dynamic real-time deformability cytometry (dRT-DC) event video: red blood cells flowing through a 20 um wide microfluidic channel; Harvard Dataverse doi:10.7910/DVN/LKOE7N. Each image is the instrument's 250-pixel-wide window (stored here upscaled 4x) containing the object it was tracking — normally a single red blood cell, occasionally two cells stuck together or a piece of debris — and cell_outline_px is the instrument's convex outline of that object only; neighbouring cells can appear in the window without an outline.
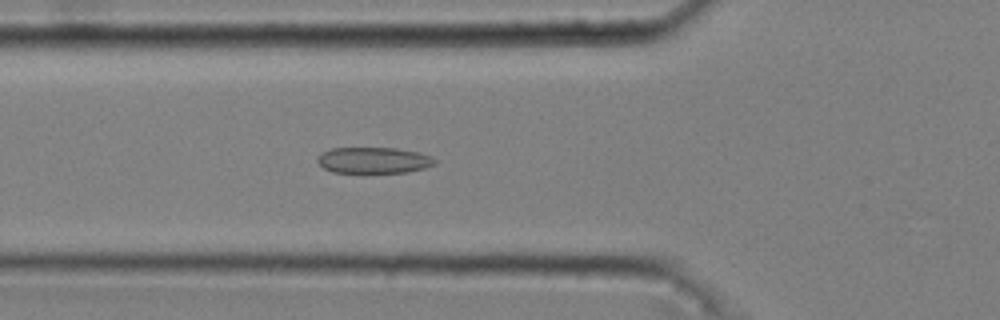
{"species": "common noctule bat (a hibernating species)", "species_latin": "Nyctalus noctula", "temperature_condition": "cold", "stored_images_in_passage": 52, "camera_frame_rate_fps": 3000, "um_per_image_px": 0.085, "animal": {"sex": "male", "body_mass_g": 20.4}, "frame": {"image": 1, "passage_image": 19, "time_ms": 6.0, "image_size_px": [1000, 320], "cell_outline_px": [[436, 164], [424, 168], [408, 172], [332, 172], [324, 168], [316, 160], [324, 152], [332, 148], [396, 148], [416, 152], [432, 156], [436, 160]], "centroid_in_image_um": [31.79, 13.62], "position_along_channel_um": 94.0, "area_um2": 17.63}}
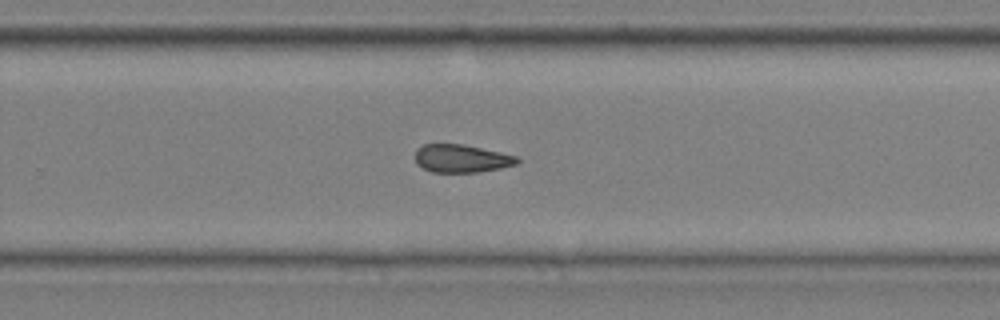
{"frame": {"image": 2, "passage_image": 35, "time_ms": 11.333, "image_size_px": [1000, 320], "cell_outline_px": [[520, 160], [516, 164], [500, 168], [480, 172], [432, 172], [416, 164], [416, 148], [424, 144], [464, 144], [500, 152], [516, 156]], "centroid_in_image_um": [39.21, 13.47], "position_along_channel_um": 290.6, "area_um2": 16.59}}
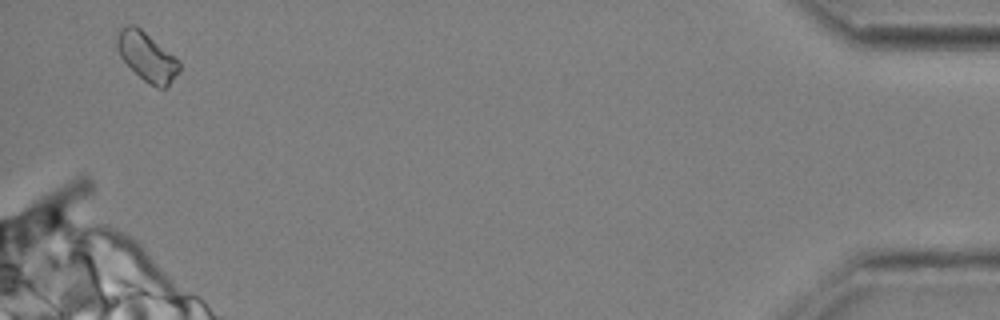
{"frame": {"image": 3, "passage_image": 51, "time_ms": 16.667, "image_size_px": [1000, 320], "cell_outline_px": [[180, 72], [164, 88], [156, 88], [148, 84], [120, 56], [116, 48], [116, 36], [120, 28], [128, 24], [136, 24], [180, 60]], "centroid_in_image_um": [12.49, 4.78], "position_along_channel_um": 422.7, "area_um2": 17.8}, "authors_computed_cell_mechanics": {"area_um2": 17.5712, "velocity_mm_per_s": 3.6864, "shape_relaxation_time_tau1_ms": 7.3172, "shape_relaxation_time_tau2_ms": 1.4951, "deformation_change_tau1": 0.1129, "deformation_change_tau2": 0.0805}}